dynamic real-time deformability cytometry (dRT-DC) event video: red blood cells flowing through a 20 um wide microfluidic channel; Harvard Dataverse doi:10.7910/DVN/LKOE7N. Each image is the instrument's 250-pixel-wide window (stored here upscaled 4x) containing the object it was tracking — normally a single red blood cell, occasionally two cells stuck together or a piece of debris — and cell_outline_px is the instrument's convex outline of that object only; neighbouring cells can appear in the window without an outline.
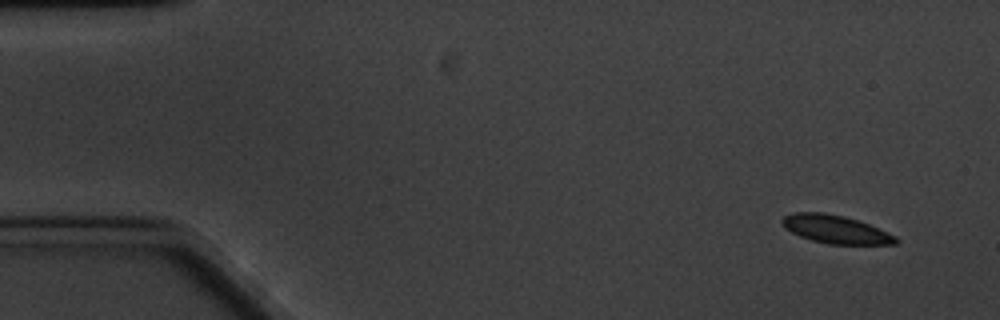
{"species": "common noctule bat (a hibernating species)", "species_latin": "Nyctalus noctula", "temperature_condition": "cold", "stored_images_in_passage": 59, "camera_frame_rate_fps": 3000, "um_per_image_px": 0.085, "animal": {"sex": "male", "body_mass_g": 20.1, "forearm_length_mm": 53.5}, "frame": {"image": 1, "passage_image": 1, "time_ms": 0.0, "image_size_px": [1000, 320], "cell_outline_px": [[900, 240], [896, 244], [828, 244], [812, 240], [800, 236], [784, 228], [780, 220], [784, 216], [796, 212], [824, 212], [856, 220], [868, 224], [896, 236]], "centroid_in_image_um": [71.0, 19.5], "position_along_channel_um": 14.0, "area_um2": 18.44}}
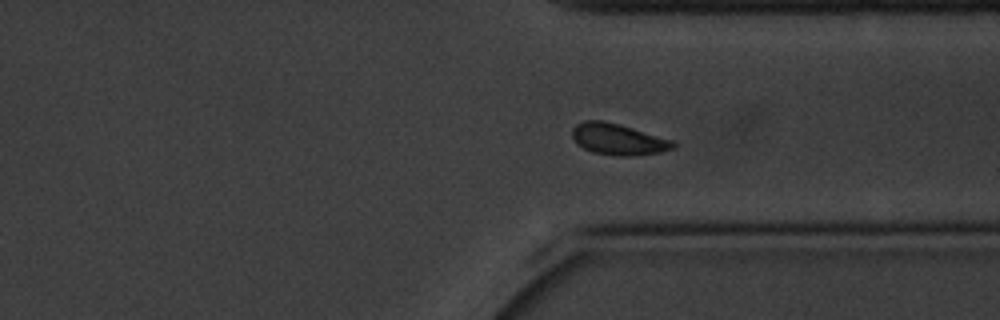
{"frame": {"image": 2, "passage_image": 43, "time_ms": 14.0, "image_size_px": [1000, 320], "cell_outline_px": [[676, 148], [660, 152], [636, 156], [620, 156], [592, 152], [576, 144], [572, 136], [572, 128], [576, 124], [584, 120], [600, 120], [620, 124], [676, 140]], "centroid_in_image_um": [52.59, 11.84], "position_along_channel_um": 358.8, "area_um2": 18.79}}
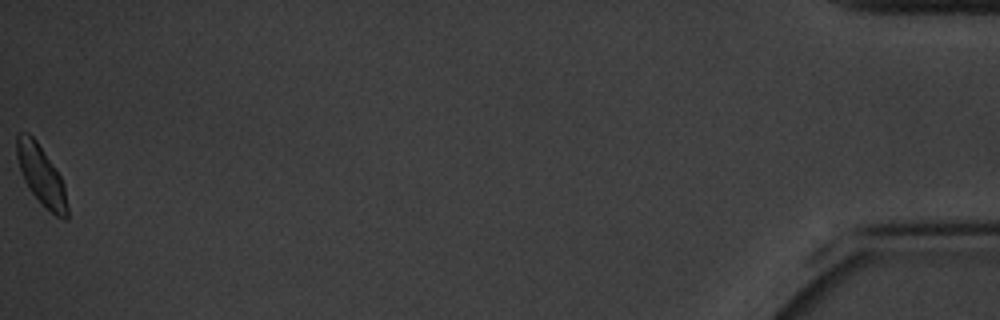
{"frame": {"image": 3, "passage_image": 59, "time_ms": 19.333, "image_size_px": [1000, 320], "cell_outline_px": [[68, 220], [64, 220], [56, 216], [40, 204], [28, 188], [24, 180], [16, 156], [16, 136], [20, 132], [28, 132], [36, 140], [60, 176], [64, 184], [68, 204]], "centroid_in_image_um": [3.51, 14.95], "position_along_channel_um": 431.7, "area_um2": 17.69}}